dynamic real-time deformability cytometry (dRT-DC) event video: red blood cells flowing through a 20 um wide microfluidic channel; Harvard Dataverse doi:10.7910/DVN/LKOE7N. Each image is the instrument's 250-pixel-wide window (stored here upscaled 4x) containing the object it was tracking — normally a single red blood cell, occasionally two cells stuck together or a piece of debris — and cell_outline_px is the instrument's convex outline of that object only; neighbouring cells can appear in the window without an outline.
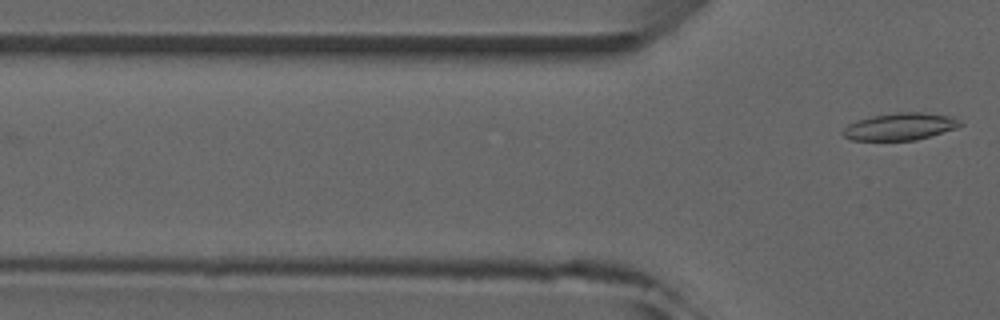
{"species": "common noctule bat (a hibernating species)", "species_latin": "Nyctalus noctula", "temperature_condition": "room temperature", "stored_images_in_passage": 5, "camera_frame_rate_fps": 3000, "um_per_image_px": 0.085, "animal": {"sex": "male", "forearm_length_mm": 52.5}, "frame": {"image": 1, "passage_image": 5, "time_ms": 5.333, "image_size_px": [1000, 320], "cell_outline_px": [[964, 124], [956, 128], [916, 140], [852, 140], [844, 136], [840, 132], [848, 124], [856, 120], [872, 116], [896, 112], [924, 112], [948, 116], [960, 120]], "centroid_in_image_um": [76.48, 10.75], "position_along_channel_um": 49.3, "area_um2": 18.55}}